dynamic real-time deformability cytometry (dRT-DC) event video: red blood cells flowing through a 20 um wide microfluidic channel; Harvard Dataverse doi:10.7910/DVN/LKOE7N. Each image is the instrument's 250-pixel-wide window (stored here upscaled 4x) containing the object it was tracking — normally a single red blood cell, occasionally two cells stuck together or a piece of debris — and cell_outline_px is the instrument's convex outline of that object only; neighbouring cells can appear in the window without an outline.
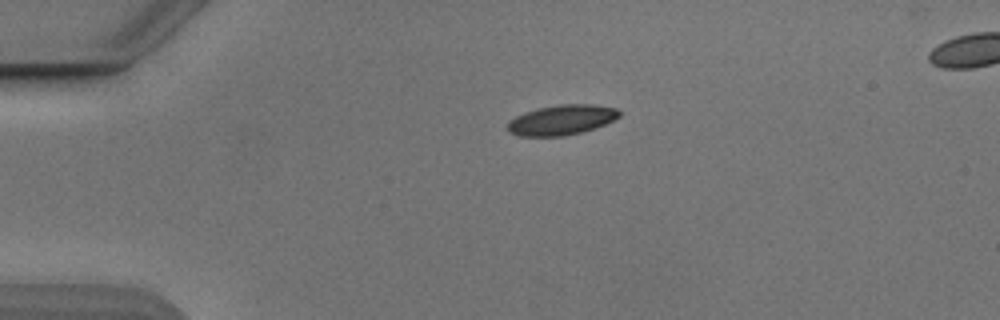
{"species": "Egyptian fruit bat (a non-hibernating species)", "species_latin": "Rousettus aegyptiacus", "temperature_condition": "cold", "stored_images_in_passage": 7, "camera_frame_rate_fps": 3000, "um_per_image_px": 0.085, "animal": {"sex": "male"}, "frame": {"image": 1, "passage_image": 1, "time_ms": 0.0, "image_size_px": [1000, 320], "cell_outline_px": [[620, 116], [604, 124], [580, 132], [564, 136], [520, 136], [508, 132], [508, 120], [524, 112], [540, 108], [560, 104], [592, 104], [616, 108], [620, 112]], "centroid_in_image_um": [47.7, 10.19], "position_along_channel_um": 37.3, "area_um2": 19.36}}